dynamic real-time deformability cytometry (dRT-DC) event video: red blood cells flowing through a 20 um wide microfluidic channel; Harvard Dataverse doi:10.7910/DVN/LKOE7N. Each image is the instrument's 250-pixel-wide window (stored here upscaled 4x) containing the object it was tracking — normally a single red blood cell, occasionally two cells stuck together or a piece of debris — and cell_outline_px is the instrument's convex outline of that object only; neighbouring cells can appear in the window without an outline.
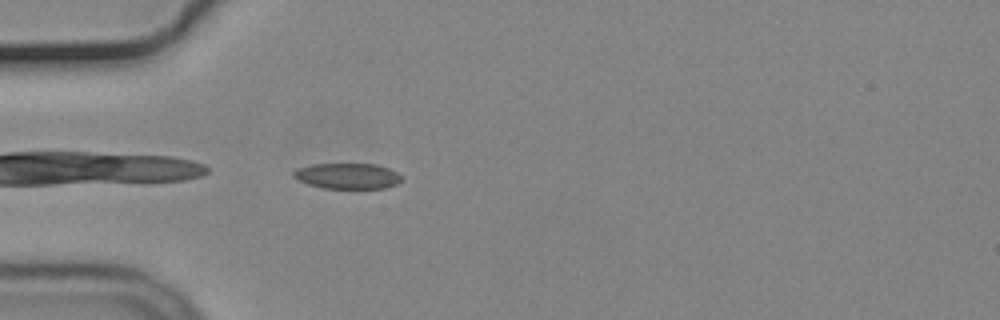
{"species": "common noctule bat (a hibernating species)", "species_latin": "Nyctalus noctula", "temperature_condition": "cold", "stored_images_in_passage": 40, "camera_frame_rate_fps": 3000, "um_per_image_px": 0.085, "animal": {"sex": "male", "body_mass_g": 19.2, "forearm_length_mm": 51.8}, "frame": {"image": 1, "passage_image": 1, "time_ms": 0.0, "image_size_px": [1000, 320], "cell_outline_px": [[400, 180], [396, 184], [384, 188], [324, 188], [308, 184], [292, 176], [292, 172], [300, 168], [312, 164], [376, 164], [388, 168], [396, 172], [400, 176]], "centroid_in_image_um": [29.52, 14.95], "position_along_channel_um": 55.5, "area_um2": 15.9}}
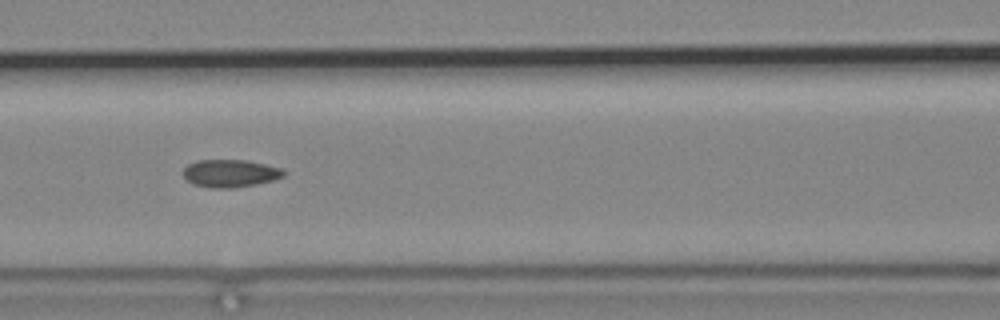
{"frame": {"image": 2, "passage_image": 9, "time_ms": 2.667, "image_size_px": [1000, 320], "cell_outline_px": [[284, 176], [272, 180], [256, 184], [236, 188], [212, 188], [192, 184], [184, 176], [184, 168], [188, 164], [196, 160], [244, 160], [284, 168]], "centroid_in_image_um": [19.57, 14.73], "position_along_channel_um": 147.0, "area_um2": 16.18}}
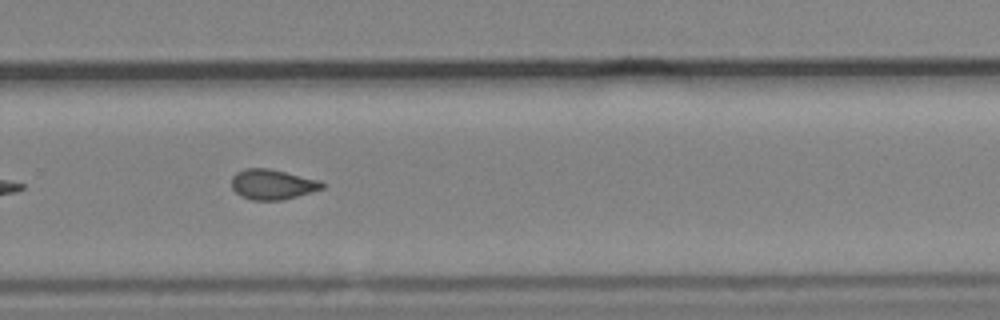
{"frame": {"image": 3, "passage_image": 22, "time_ms": 7.0, "image_size_px": [1000, 320], "cell_outline_px": [[324, 188], [296, 196], [280, 200], [252, 200], [240, 196], [232, 188], [232, 176], [236, 172], [244, 168], [268, 168], [320, 180], [324, 184]], "centroid_in_image_um": [23.12, 15.66], "position_along_channel_um": 306.7, "area_um2": 15.84}, "authors_computed_cell_mechanics": {"area_um2": 16.184, "velocity_mm_per_s": 3.7034, "shape_relaxation_time_tau1_ms": null, "shape_relaxation_time_tau2_ms": 2.2362, "deformation_change_tau1": null, "deformation_change_tau2": 0.0724}}